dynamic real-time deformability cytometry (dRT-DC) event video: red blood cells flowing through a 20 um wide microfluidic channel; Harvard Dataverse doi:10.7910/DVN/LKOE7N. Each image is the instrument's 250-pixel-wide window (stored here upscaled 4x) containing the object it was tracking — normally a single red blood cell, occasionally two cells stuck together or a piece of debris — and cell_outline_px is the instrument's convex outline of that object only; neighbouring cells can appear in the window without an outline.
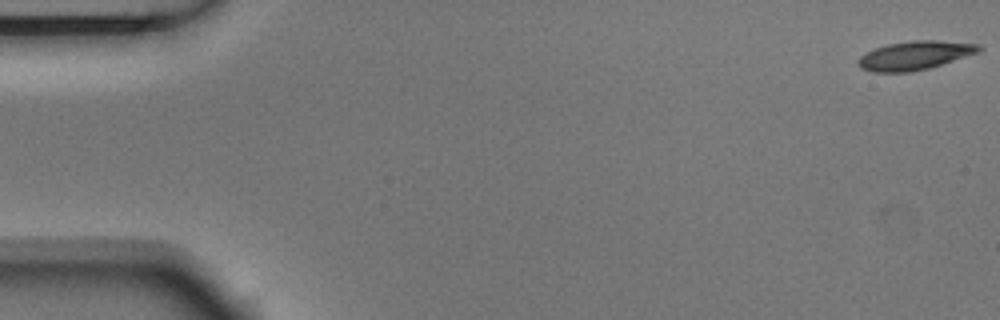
{"species": "Egyptian fruit bat (a non-hibernating species)", "species_latin": "Rousettus aegyptiacus", "temperature_condition": "room temperature", "stored_images_in_passage": 5, "camera_frame_rate_fps": 3000, "um_per_image_px": 0.085, "animal": {"sex": "male"}, "frame": {"image": 1, "passage_image": 1, "time_ms": 0.0, "image_size_px": [1000, 320], "cell_outline_px": [[984, 48], [980, 52], [928, 68], [908, 72], [872, 72], [860, 68], [856, 64], [856, 60], [860, 56], [876, 48], [888, 44], [912, 40], [936, 40], [980, 44]], "centroid_in_image_um": [77.76, 4.71], "position_along_channel_um": 7.2, "area_um2": 20.23}}